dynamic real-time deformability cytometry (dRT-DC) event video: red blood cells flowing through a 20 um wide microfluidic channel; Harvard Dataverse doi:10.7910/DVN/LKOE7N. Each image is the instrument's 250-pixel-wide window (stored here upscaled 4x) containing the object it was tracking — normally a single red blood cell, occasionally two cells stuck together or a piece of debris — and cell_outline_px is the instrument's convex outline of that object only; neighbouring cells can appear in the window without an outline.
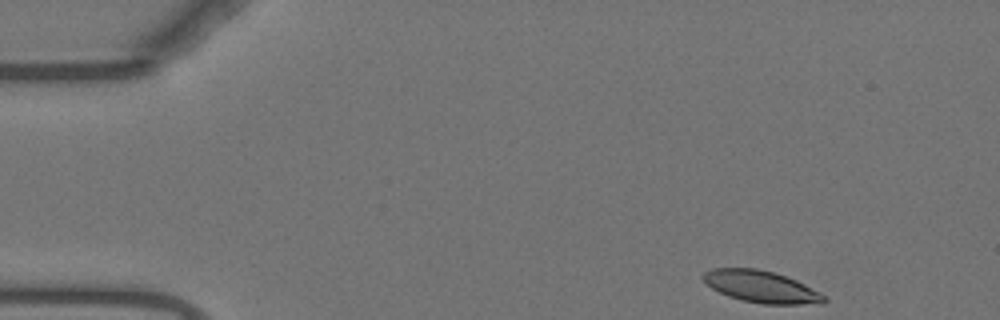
{"species": "Egyptian fruit bat (a non-hibernating species)", "species_latin": "Rousettus aegyptiacus", "temperature_condition": "warm", "stored_images_in_passage": 49, "camera_frame_rate_fps": 3000, "um_per_image_px": 0.085, "animal": {"sex": "female"}, "frame": {"image": 1, "passage_image": 1, "time_ms": 0.0, "image_size_px": [1000, 320], "cell_outline_px": [[828, 300], [824, 304], [764, 304], [740, 300], [728, 296], [712, 288], [700, 276], [704, 272], [712, 268], [756, 268], [772, 272], [796, 280], [804, 284], [824, 296]], "centroid_in_image_um": [64.69, 24.37], "position_along_channel_um": 20.3, "area_um2": 22.31}}
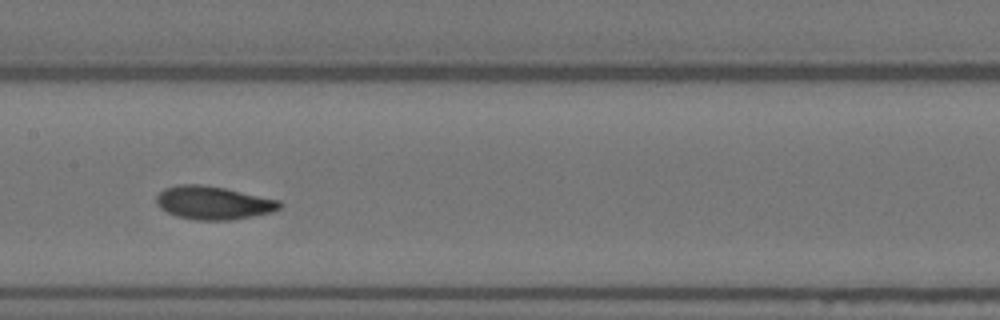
{"frame": {"image": 2, "passage_image": 22, "time_ms": 7.0, "image_size_px": [1000, 320], "cell_outline_px": [[284, 204], [280, 208], [272, 212], [252, 216], [228, 220], [196, 220], [176, 216], [160, 208], [156, 204], [156, 196], [164, 188], [176, 184], [200, 184], [224, 188], [280, 200]], "centroid_in_image_um": [18.12, 17.23], "position_along_channel_um": 189.3, "area_um2": 23.93}}
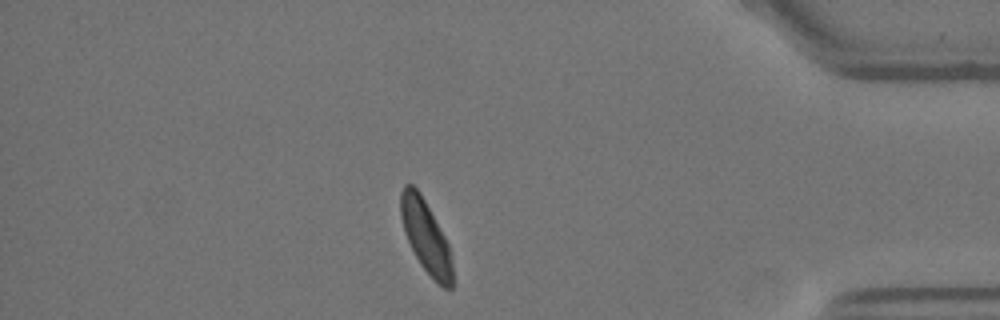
{"frame": {"image": 3, "passage_image": 42, "time_ms": 13.667, "image_size_px": [1000, 320], "cell_outline_px": [[452, 288], [444, 288], [436, 284], [420, 264], [404, 232], [400, 216], [400, 192], [404, 184], [412, 184], [420, 192], [444, 236], [448, 244], [452, 260]], "centroid_in_image_um": [36.18, 20.11], "position_along_channel_um": 399.0, "area_um2": 21.73}, "authors_computed_cell_mechanics": {"area_um2": 23.3512, "velocity_mm_per_s": 3.7011, "shape_relaxation_time_tau1_ms": 3.0732, "shape_relaxation_time_tau2_ms": 2.5714, "deformation_change_tau1": 0.1204, "deformation_change_tau2": 0.0789}}